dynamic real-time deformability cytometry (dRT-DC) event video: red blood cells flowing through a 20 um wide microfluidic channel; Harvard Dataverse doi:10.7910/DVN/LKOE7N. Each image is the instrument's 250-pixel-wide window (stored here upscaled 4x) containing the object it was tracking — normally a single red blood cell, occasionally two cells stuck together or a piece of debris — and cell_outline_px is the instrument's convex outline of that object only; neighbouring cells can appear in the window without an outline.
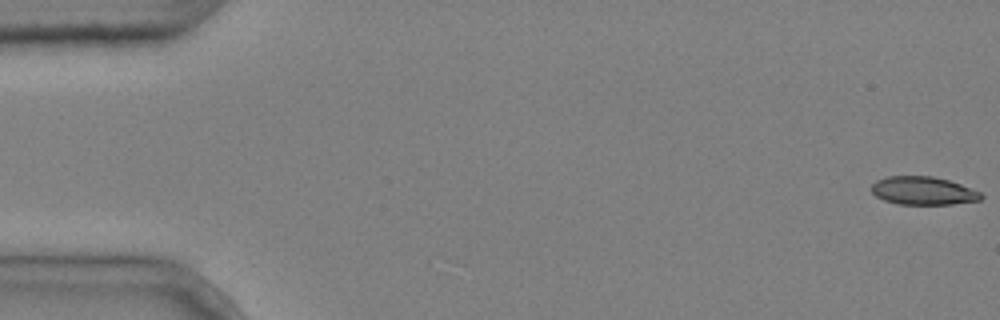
{"species": "common noctule bat (a hibernating species)", "species_latin": "Nyctalus noctula", "temperature_condition": "cold", "stored_images_in_passage": 5, "camera_frame_rate_fps": 3000, "um_per_image_px": 0.085, "animal": {"sex": "male", "body_mass_g": 20.4}, "frame": {"image": 1, "passage_image": 1, "time_ms": 0.0, "image_size_px": [1000, 320], "cell_outline_px": [[984, 196], [980, 200], [952, 204], [896, 204], [884, 200], [876, 196], [872, 192], [872, 184], [876, 180], [888, 176], [932, 176], [948, 180], [960, 184], [980, 192]], "centroid_in_image_um": [78.45, 16.21], "position_along_channel_um": 6.5, "area_um2": 17.92}}
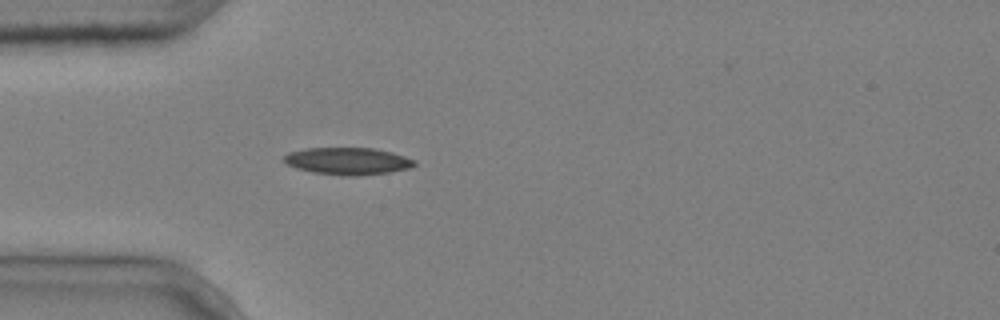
{"frame": {"image": 2, "passage_image": 5, "time_ms": 1.333, "image_size_px": [1000, 320], "cell_outline_px": [[416, 164], [412, 168], [388, 172], [356, 176], [344, 176], [312, 172], [296, 168], [280, 160], [288, 152], [304, 148], [372, 148], [392, 152], [416, 160]], "centroid_in_image_um": [29.54, 13.69], "position_along_channel_um": 55.5, "area_um2": 20.81}}